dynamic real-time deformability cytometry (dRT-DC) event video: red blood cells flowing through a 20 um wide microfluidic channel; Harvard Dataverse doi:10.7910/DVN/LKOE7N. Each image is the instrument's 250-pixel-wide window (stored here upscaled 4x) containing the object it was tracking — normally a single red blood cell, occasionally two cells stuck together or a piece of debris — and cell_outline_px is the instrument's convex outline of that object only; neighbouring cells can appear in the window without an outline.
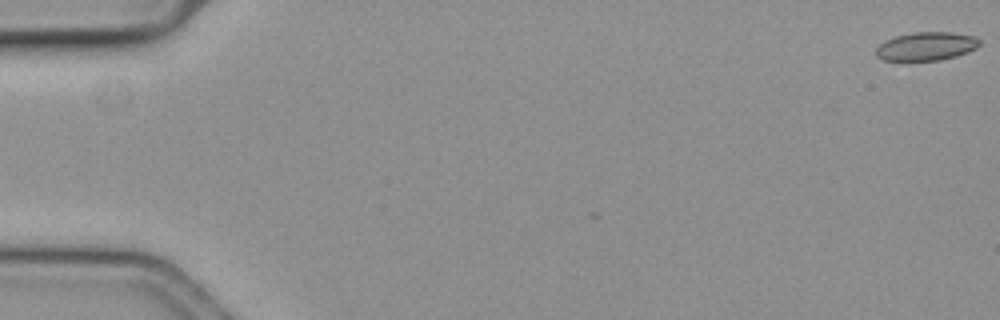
{"species": "common noctule bat (a hibernating species)", "species_latin": "Nyctalus noctula", "temperature_condition": "cold", "stored_images_in_passage": 2, "camera_frame_rate_fps": 3000, "um_per_image_px": 0.085, "animal": {"sex": "female", "body_mass_g": 19.3, "forearm_length_mm": 54.1}, "frame": {"image": 1, "passage_image": 2, "time_ms": 0.333, "image_size_px": [1000, 320], "cell_outline_px": [[980, 44], [976, 48], [968, 52], [956, 56], [940, 60], [908, 64], [884, 60], [876, 56], [876, 48], [884, 40], [896, 36], [912, 32], [952, 32], [972, 36], [980, 40]], "centroid_in_image_um": [78.67, 3.98], "position_along_channel_um": 6.3, "area_um2": 17.92}}